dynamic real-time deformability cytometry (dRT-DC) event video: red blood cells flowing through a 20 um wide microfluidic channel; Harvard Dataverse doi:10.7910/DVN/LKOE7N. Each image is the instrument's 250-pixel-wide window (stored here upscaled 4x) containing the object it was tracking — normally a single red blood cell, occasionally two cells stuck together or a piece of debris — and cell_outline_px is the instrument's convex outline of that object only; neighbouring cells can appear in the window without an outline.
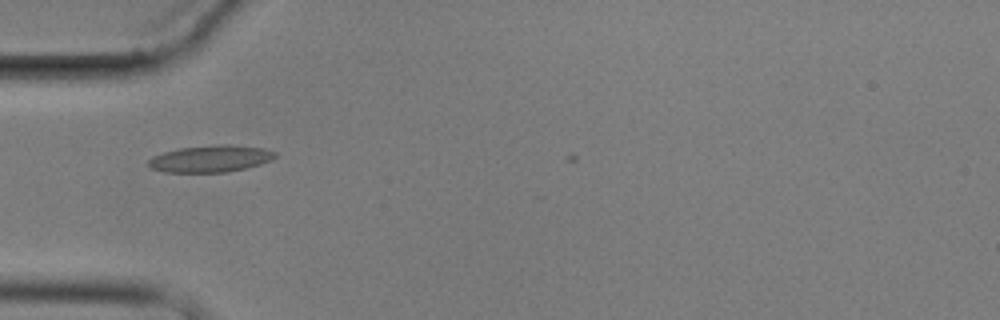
{"species": "common noctule bat (a hibernating species)", "species_latin": "Nyctalus noctula", "temperature_condition": "cold", "stored_images_in_passage": 1, "camera_frame_rate_fps": 3000, "um_per_image_px": 0.085, "animal": {"sex": "male", "body_mass_g": 17.9}, "frame": {"image": 1, "passage_image": 1, "time_ms": 0.0, "image_size_px": [1000, 320], "cell_outline_px": [[276, 156], [272, 160], [248, 168], [228, 172], [164, 172], [152, 168], [148, 164], [148, 160], [152, 156], [164, 152], [180, 148], [216, 144], [228, 144], [264, 148], [276, 152]], "centroid_in_image_um": [17.92, 13.49], "position_along_channel_um": 67.1, "area_um2": 19.94}}